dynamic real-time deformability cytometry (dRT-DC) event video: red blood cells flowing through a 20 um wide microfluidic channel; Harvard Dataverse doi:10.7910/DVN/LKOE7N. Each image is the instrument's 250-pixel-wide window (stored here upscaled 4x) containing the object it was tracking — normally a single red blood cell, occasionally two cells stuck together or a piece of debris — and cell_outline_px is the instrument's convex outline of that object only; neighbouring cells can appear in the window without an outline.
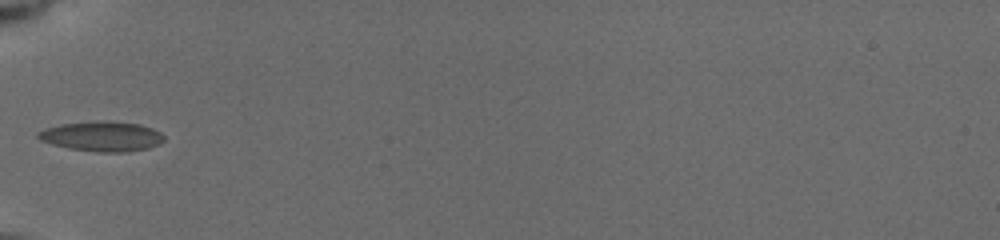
{"species": "common noctule bat (a hibernating species)", "species_latin": "Nyctalus noctula", "temperature_condition": "cold", "stored_images_in_passage": 5, "camera_frame_rate_fps": 3000, "um_per_image_px": 0.085, "animal": {"sex": "female", "body_mass_g": 19.5, "forearm_length_mm": 54.1}, "frame": {"image": 1, "passage_image": 3, "time_ms": 0.667, "image_size_px": [1000, 240], "cell_outline_px": [[164, 140], [160, 144], [148, 148], [128, 152], [96, 152], [68, 148], [52, 144], [40, 140], [36, 136], [36, 132], [44, 128], [60, 124], [100, 120], [108, 120], [140, 124], [152, 128], [160, 132], [164, 136]], "centroid_in_image_um": [8.65, 11.58], "position_along_channel_um": 76.3, "area_um2": 22.31}}
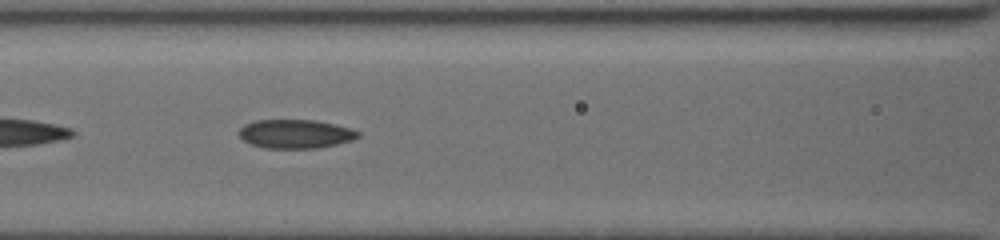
{"frame": {"image": 2, "passage_image": 5, "time_ms": 2.333, "image_size_px": [1000, 240], "cell_outline_px": [[360, 136], [352, 140], [320, 148], [264, 148], [252, 144], [244, 140], [240, 136], [240, 128], [244, 124], [256, 120], [316, 120], [336, 124], [352, 128], [360, 132]], "centroid_in_image_um": [25.16, 11.37], "position_along_channel_um": 141.4, "area_um2": 20.06}}